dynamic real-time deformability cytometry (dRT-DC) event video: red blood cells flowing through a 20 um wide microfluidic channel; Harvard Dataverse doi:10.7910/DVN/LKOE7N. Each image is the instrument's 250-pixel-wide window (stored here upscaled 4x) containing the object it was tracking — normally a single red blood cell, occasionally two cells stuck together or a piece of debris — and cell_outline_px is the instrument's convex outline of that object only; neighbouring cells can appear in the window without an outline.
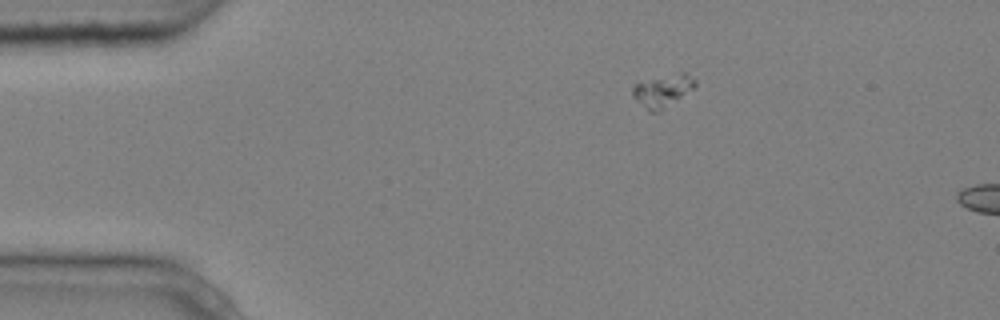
{"species": "common noctule bat (a hibernating species)", "species_latin": "Nyctalus noctula", "temperature_condition": "cold", "stored_images_in_passage": 2, "segment_of_instrument_passage": [1, 2], "camera_frame_rate_fps": 3000, "um_per_image_px": 0.085, "animal": {"sex": "male", "body_mass_g": 20.4}, "frame": {"image": 1, "passage_image": 1, "time_ms": 0.0, "image_size_px": [1000, 320], "cell_outline_px": [[696, 84], [692, 88], [664, 108], [652, 112], [632, 92], [632, 88], [636, 84], [684, 72], [688, 72], [696, 80]], "centroid_in_image_um": [56.41, 7.67], "position_along_channel_um": 28.6, "area_um2": 10.58}}